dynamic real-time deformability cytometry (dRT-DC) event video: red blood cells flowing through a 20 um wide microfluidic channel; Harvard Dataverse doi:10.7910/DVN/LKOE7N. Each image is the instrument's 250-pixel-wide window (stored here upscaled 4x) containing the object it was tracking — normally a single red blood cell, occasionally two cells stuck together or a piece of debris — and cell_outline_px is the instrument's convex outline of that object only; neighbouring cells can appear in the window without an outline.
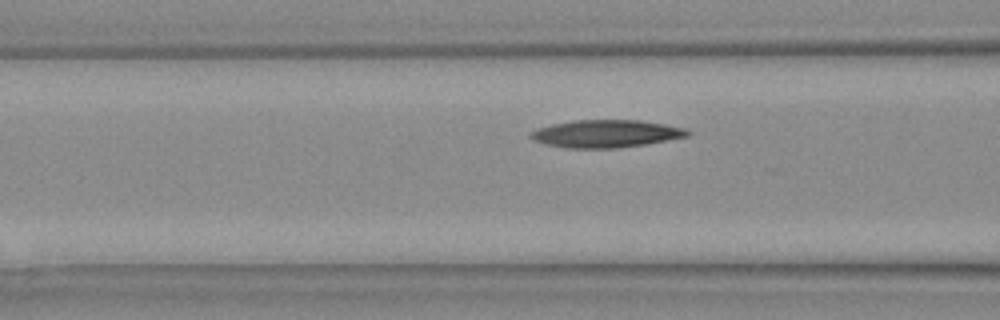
{"species": "Egyptian fruit bat (a non-hibernating species)", "species_latin": "Rousettus aegyptiacus", "temperature_condition": "warm", "stored_images_in_passage": 5, "camera_frame_rate_fps": 3000, "um_per_image_px": 0.085, "animal": {"sex": "female"}, "frame": {"image": 1, "passage_image": 5, "time_ms": 1.333, "image_size_px": [1000, 320], "cell_outline_px": [[692, 132], [688, 136], [644, 144], [616, 148], [568, 148], [548, 144], [536, 140], [528, 136], [528, 132], [536, 128], [552, 124], [572, 120], [640, 120], [688, 128]], "centroid_in_image_um": [51.51, 11.35], "position_along_channel_um": 115.1, "area_um2": 25.2}}